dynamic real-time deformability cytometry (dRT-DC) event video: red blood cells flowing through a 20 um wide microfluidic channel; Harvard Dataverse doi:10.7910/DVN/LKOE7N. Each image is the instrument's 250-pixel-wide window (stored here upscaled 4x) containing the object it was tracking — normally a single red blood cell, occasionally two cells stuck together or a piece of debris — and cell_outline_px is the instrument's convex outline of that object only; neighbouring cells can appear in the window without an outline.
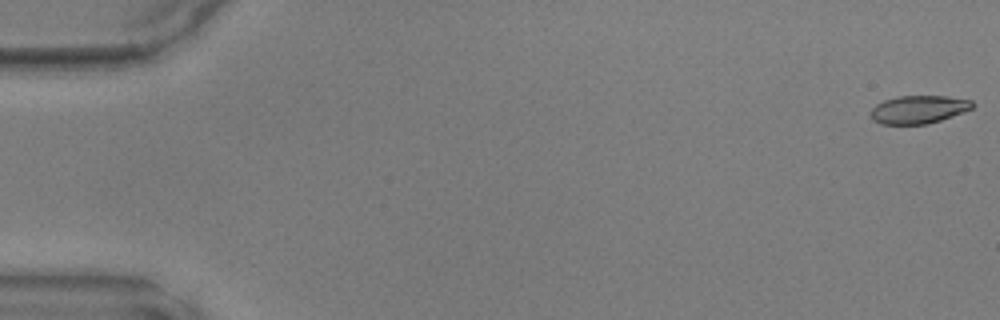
{"species": "common noctule bat (a hibernating species)", "species_latin": "Nyctalus noctula", "temperature_condition": "warm", "stored_images_in_passage": 48, "camera_frame_rate_fps": 3000, "um_per_image_px": 0.085, "animal": {"sex": "male", "body_mass_g": 17.9, "forearm_length_mm": 54.2}, "frame": {"image": 1, "passage_image": 1, "time_ms": 0.0, "image_size_px": [1000, 320], "cell_outline_px": [[972, 108], [964, 112], [928, 124], [880, 124], [872, 120], [872, 108], [876, 104], [884, 100], [900, 96], [948, 96], [972, 100]], "centroid_in_image_um": [78.08, 9.3], "position_along_channel_um": 6.9, "area_um2": 16.53}}
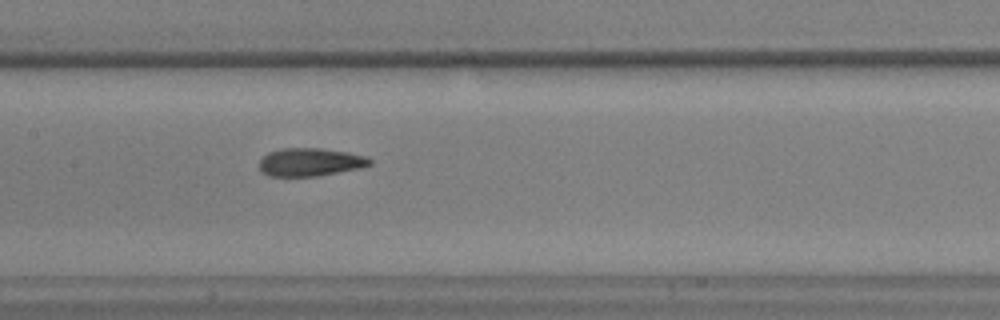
{"frame": {"image": 2, "passage_image": 24, "time_ms": 7.667, "image_size_px": [1000, 320], "cell_outline_px": [[372, 164], [364, 168], [320, 176], [268, 176], [260, 172], [260, 160], [268, 152], [284, 148], [320, 148], [348, 152], [368, 156], [372, 160]], "centroid_in_image_um": [26.42, 13.79], "position_along_channel_um": 181.0, "area_um2": 18.44}}
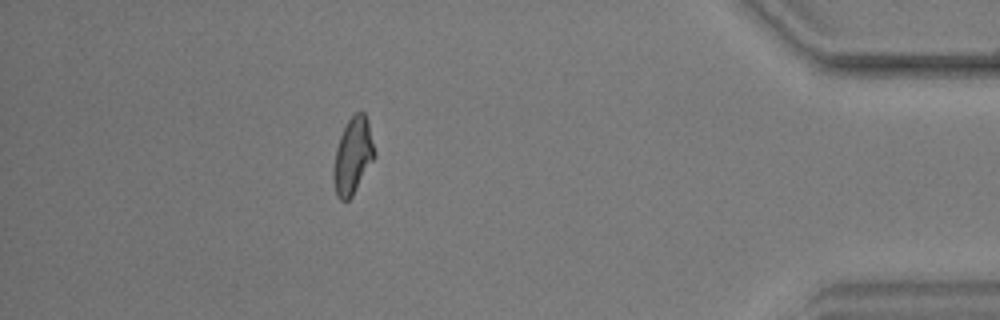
{"frame": {"image": 3, "passage_image": 43, "time_ms": 14.0, "image_size_px": [1000, 320], "cell_outline_px": [[376, 156], [352, 196], [348, 200], [340, 200], [336, 196], [332, 176], [332, 168], [336, 148], [340, 136], [348, 120], [356, 112], [364, 112], [368, 120], [376, 152]], "centroid_in_image_um": [29.99, 13.26], "position_along_channel_um": 405.2, "area_um2": 18.44}}